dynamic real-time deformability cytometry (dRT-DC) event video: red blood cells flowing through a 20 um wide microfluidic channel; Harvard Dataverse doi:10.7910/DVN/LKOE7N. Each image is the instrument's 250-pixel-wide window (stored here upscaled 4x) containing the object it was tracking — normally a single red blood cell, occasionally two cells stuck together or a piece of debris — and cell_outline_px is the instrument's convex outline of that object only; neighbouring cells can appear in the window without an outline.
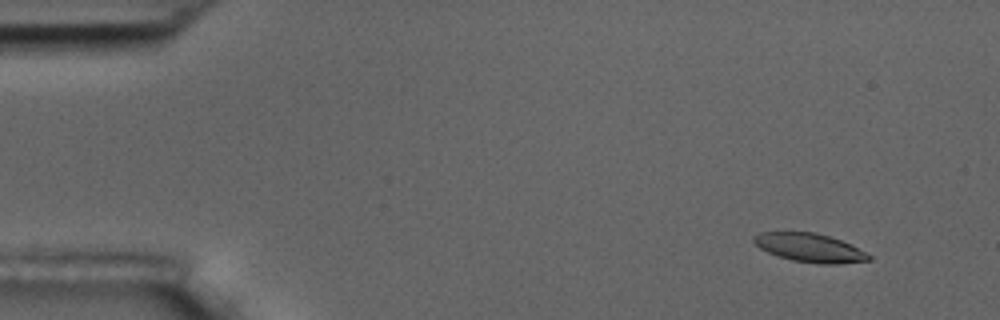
{"species": "common noctule bat (a hibernating species)", "species_latin": "Nyctalus noctula", "temperature_condition": "room temperature", "stored_images_in_passage": 15, "camera_frame_rate_fps": 3000, "um_per_image_px": 0.085, "animal": {"sex": "male", "body_mass_g": 17.5, "forearm_length_mm": 52.3}, "frame": {"image": 1, "passage_image": 2, "time_ms": 1.333, "image_size_px": [1000, 320], "cell_outline_px": [[872, 260], [840, 264], [816, 264], [792, 260], [776, 256], [760, 248], [752, 240], [752, 236], [760, 232], [816, 232], [840, 240], [872, 256]], "centroid_in_image_um": [68.79, 21.07], "position_along_channel_um": 16.2, "area_um2": 19.19}}
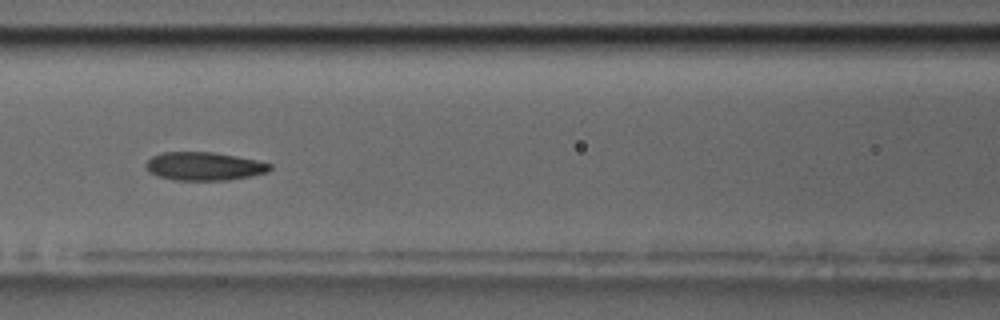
{"frame": {"image": 2, "passage_image": 7, "time_ms": 8.0, "image_size_px": [1000, 320], "cell_outline_px": [[272, 168], [268, 172], [228, 180], [176, 180], [160, 176], [148, 172], [144, 168], [144, 164], [152, 156], [164, 152], [212, 152], [236, 156], [256, 160], [272, 164]], "centroid_in_image_um": [17.33, 14.13], "position_along_channel_um": 149.3, "area_um2": 20.4}}
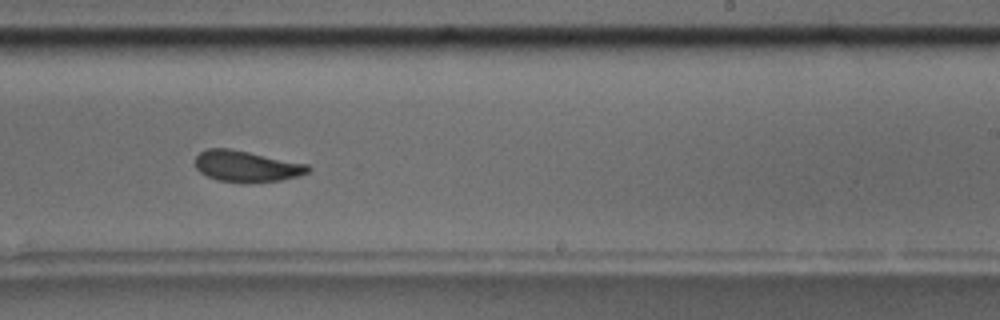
{"frame": {"image": 3, "passage_image": 10, "time_ms": 11.333, "image_size_px": [1000, 320], "cell_outline_px": [[312, 168], [308, 172], [296, 176], [280, 180], [248, 184], [220, 180], [208, 176], [200, 172], [196, 168], [196, 156], [200, 152], [208, 148], [228, 148], [308, 164]], "centroid_in_image_um": [20.95, 14.14], "position_along_channel_um": 268.0, "area_um2": 20.4}, "authors_computed_cell_mechanics": {"area_um2": 20.4034, "velocity_mm_per_s": 3.5832, "shape_relaxation_time_tau1_ms": 3.6482, "shape_relaxation_time_tau2_ms": 1.6006, "deformation_change_tau1": 0.1006, "deformation_change_tau2": 0.0699}}